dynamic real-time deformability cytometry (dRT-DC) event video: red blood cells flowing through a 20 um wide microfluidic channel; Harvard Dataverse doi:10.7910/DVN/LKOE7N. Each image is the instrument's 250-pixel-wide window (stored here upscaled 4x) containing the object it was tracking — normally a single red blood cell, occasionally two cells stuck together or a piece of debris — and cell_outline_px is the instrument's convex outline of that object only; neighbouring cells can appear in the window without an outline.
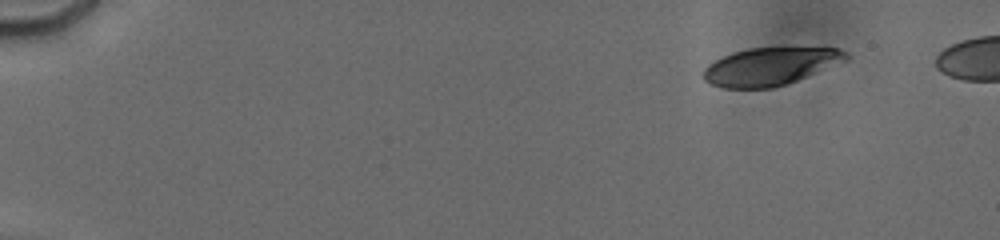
{"species": "human", "species_latin": "Homo sapiens", "temperature_condition": "cold", "stored_images_in_passage": 7, "camera_frame_rate_fps": 3000, "um_per_image_px": 0.085, "donor": {"sex": "male"}, "frame": {"image": 1, "passage_image": 1, "time_ms": 0.0, "image_size_px": [1000, 240], "cell_outline_px": [[848, 60], [796, 80], [772, 88], [724, 88], [712, 84], [704, 80], [704, 68], [708, 64], [732, 52], [748, 48], [840, 48], [848, 52]], "centroid_in_image_um": [65.47, 5.64], "position_along_channel_um": 19.5, "area_um2": 31.04}}
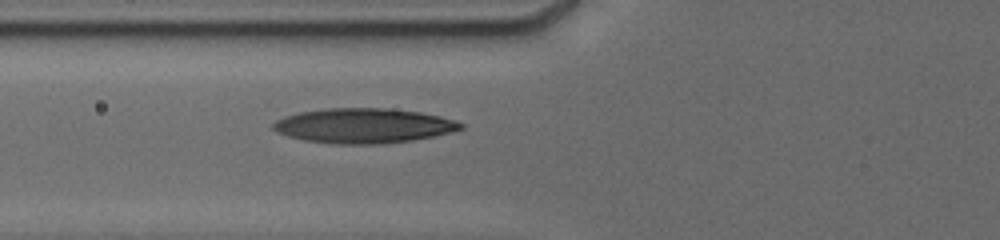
{"frame": {"image": 2, "passage_image": 7, "time_ms": 5.667, "image_size_px": [1000, 240], "cell_outline_px": [[464, 128], [432, 136], [412, 140], [376, 144], [340, 144], [304, 140], [288, 136], [276, 132], [272, 128], [272, 124], [276, 120], [284, 116], [300, 112], [328, 108], [384, 108], [420, 112], [440, 116], [464, 124]], "centroid_in_image_um": [30.86, 10.68], "position_along_channel_um": 94.9, "area_um2": 37.74}}